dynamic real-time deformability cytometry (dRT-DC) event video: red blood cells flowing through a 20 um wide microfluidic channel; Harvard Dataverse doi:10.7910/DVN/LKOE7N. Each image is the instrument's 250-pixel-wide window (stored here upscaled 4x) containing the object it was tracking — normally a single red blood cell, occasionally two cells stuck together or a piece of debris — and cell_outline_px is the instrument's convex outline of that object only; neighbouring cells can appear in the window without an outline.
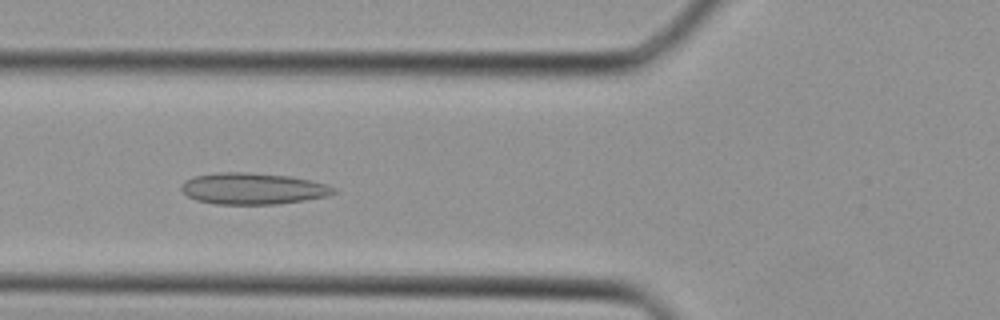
{"species": "Egyptian fruit bat (a non-hibernating species)", "species_latin": "Rousettus aegyptiacus", "temperature_condition": "cold", "stored_images_in_passage": 27, "camera_frame_rate_fps": 3000, "um_per_image_px": 0.085, "animal": {"sex": "female"}, "frame": {"image": 1, "passage_image": 5, "time_ms": 1.333, "image_size_px": [1000, 320], "cell_outline_px": [[336, 192], [328, 196], [304, 200], [276, 204], [216, 204], [196, 200], [188, 196], [180, 188], [192, 176], [220, 172], [244, 172], [288, 176], [328, 184], [336, 188]], "centroid_in_image_um": [21.51, 16.03], "position_along_channel_um": 104.3, "area_um2": 27.69}}
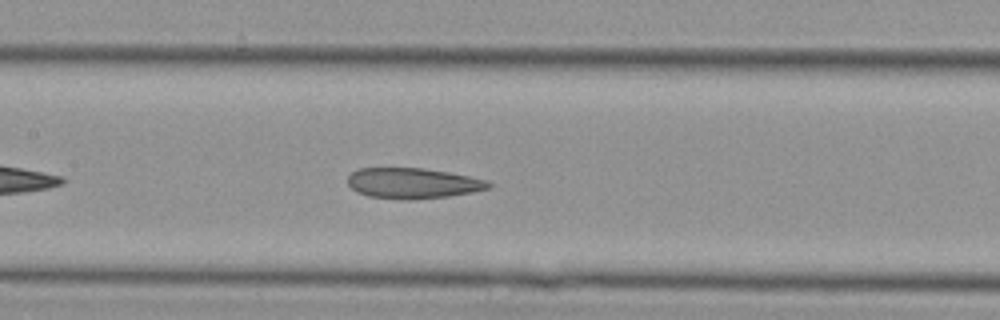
{"frame": {"image": 2, "passage_image": 9, "time_ms": 2.667, "image_size_px": [1000, 320], "cell_outline_px": [[492, 188], [472, 192], [448, 196], [408, 200], [404, 200], [368, 196], [356, 192], [348, 184], [348, 176], [356, 168], [424, 168], [448, 172], [488, 180], [492, 184]], "centroid_in_image_um": [35.09, 15.57], "position_along_channel_um": 172.3, "area_um2": 25.2}}
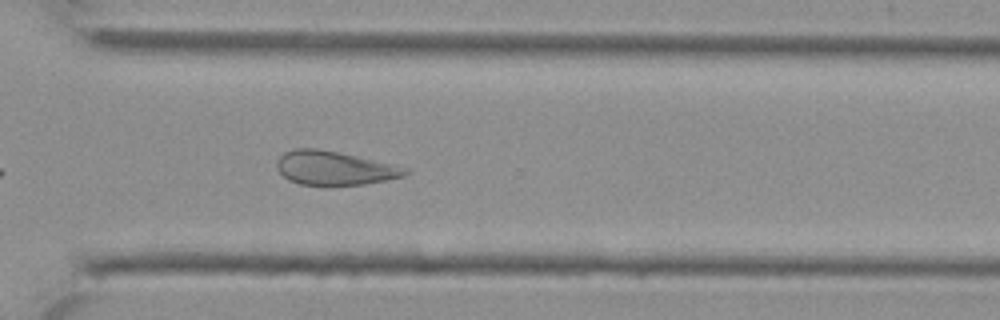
{"frame": {"image": 3, "passage_image": 19, "time_ms": 6.0, "image_size_px": [1000, 320], "cell_outline_px": [[412, 168], [404, 176], [364, 184], [300, 184], [288, 180], [276, 168], [276, 160], [284, 152], [292, 148], [316, 148], [336, 152]], "centroid_in_image_um": [28.4, 14.27], "position_along_channel_um": 342.2, "area_um2": 25.03}}